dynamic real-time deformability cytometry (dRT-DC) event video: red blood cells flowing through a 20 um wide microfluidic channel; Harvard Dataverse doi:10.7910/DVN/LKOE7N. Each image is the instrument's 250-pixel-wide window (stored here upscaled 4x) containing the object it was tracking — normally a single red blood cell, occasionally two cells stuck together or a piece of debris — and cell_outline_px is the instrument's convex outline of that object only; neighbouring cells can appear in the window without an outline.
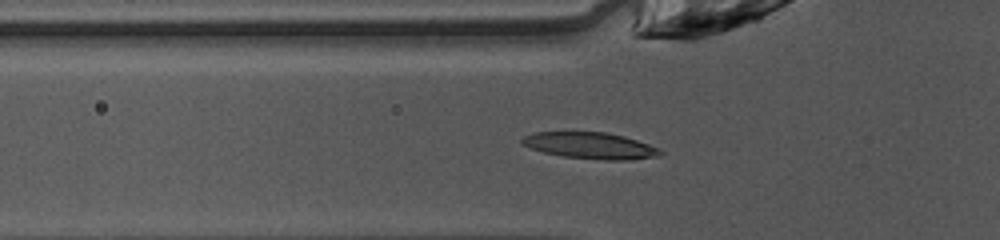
{"species": "common noctule bat (a hibernating species)", "species_latin": "Nyctalus noctula", "temperature_condition": "warm", "stored_images_in_passage": 48, "camera_frame_rate_fps": 3000, "um_per_image_px": 0.085, "animal": {"sex": "female", "body_mass_g": 10.0, "forearm_length_mm": 53.1}, "frame": {"image": 1, "passage_image": 16, "time_ms": 5.0, "image_size_px": [1000, 240], "cell_outline_px": [[664, 152], [660, 156], [628, 160], [608, 160], [564, 156], [544, 152], [520, 144], [520, 140], [524, 136], [536, 132], [604, 132], [624, 136], [648, 144]], "centroid_in_image_um": [50.17, 12.37], "position_along_channel_um": 75.6, "area_um2": 21.04}}
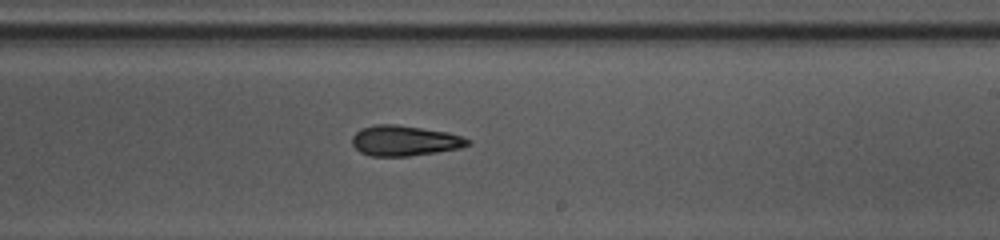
{"frame": {"image": 2, "passage_image": 29, "time_ms": 9.333, "image_size_px": [1000, 240], "cell_outline_px": [[472, 144], [460, 148], [436, 152], [408, 156], [368, 156], [360, 152], [352, 144], [352, 136], [360, 128], [376, 124], [396, 124], [448, 132], [472, 140]], "centroid_in_image_um": [34.38, 11.95], "position_along_channel_um": 254.6, "area_um2": 20.58}}
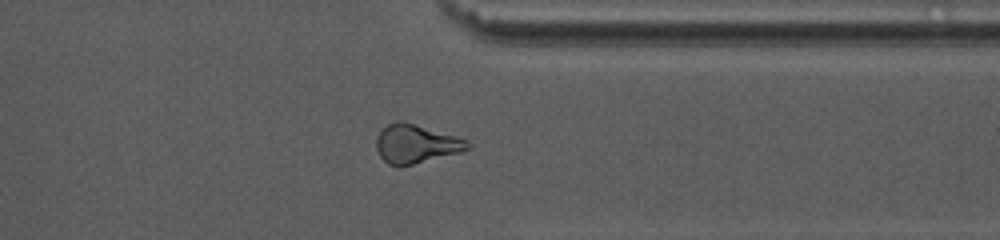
{"frame": {"image": 3, "passage_image": 38, "time_ms": 12.333, "image_size_px": [1000, 240], "cell_outline_px": [[472, 148], [460, 152], [400, 168], [396, 168], [388, 164], [380, 156], [376, 148], [376, 140], [380, 132], [388, 124], [396, 120], [404, 120], [456, 136], [468, 140]], "centroid_in_image_um": [35.35, 12.24], "position_along_channel_um": 376.0, "area_um2": 20.92}}